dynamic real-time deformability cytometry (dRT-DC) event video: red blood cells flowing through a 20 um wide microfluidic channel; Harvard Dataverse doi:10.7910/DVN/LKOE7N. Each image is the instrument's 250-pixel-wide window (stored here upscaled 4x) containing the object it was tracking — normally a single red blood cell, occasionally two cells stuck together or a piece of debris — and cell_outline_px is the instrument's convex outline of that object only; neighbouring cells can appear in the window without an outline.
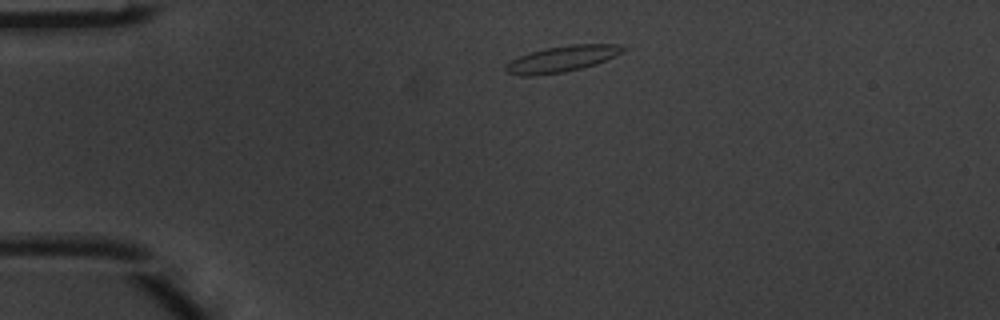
{"species": "common noctule bat (a hibernating species)", "species_latin": "Nyctalus noctula", "temperature_condition": "warm", "stored_images_in_passage": 2, "camera_frame_rate_fps": 3000, "um_per_image_px": 0.085, "animal": {"sex": "male", "body_mass_g": 20.1, "forearm_length_mm": 53.5}, "frame": {"image": 1, "passage_image": 1, "time_ms": 0.0, "image_size_px": [1000, 320], "cell_outline_px": [[628, 48], [624, 52], [616, 56], [596, 64], [564, 72], [536, 76], [520, 76], [504, 72], [504, 64], [528, 52], [544, 48], [572, 44], [620, 44]], "centroid_in_image_um": [47.75, 5.01], "position_along_channel_um": 37.2, "area_um2": 18.21}}
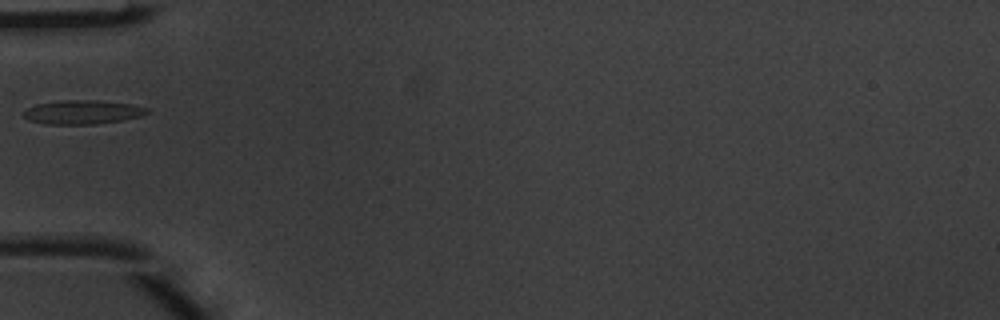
{"frame": {"image": 2, "passage_image": 2, "time_ms": 0.333, "image_size_px": [1000, 320], "cell_outline_px": [[148, 112], [140, 116], [124, 120], [96, 124], [44, 124], [28, 120], [24, 116], [24, 112], [28, 108], [36, 104], [64, 100], [92, 100], [132, 104], [148, 108]], "centroid_in_image_um": [7.01, 9.54], "position_along_channel_um": 78.0, "area_um2": 17.11}}